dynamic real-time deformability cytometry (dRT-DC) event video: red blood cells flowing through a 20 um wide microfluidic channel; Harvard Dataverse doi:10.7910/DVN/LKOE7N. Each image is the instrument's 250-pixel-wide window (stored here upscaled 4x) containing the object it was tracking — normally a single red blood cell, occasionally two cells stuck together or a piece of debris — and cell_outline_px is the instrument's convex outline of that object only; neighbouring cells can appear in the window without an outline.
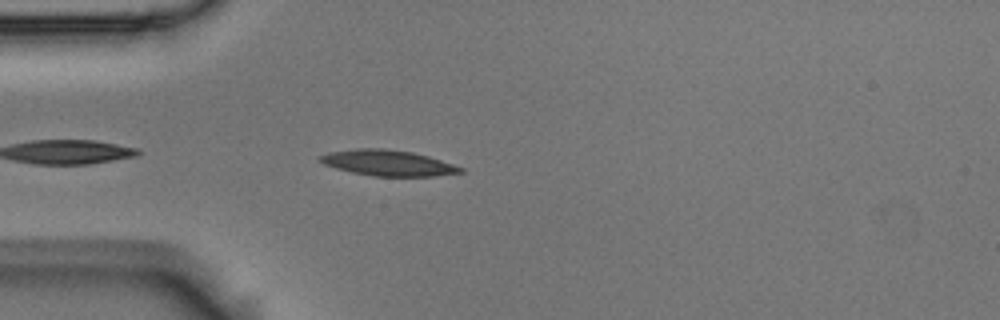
{"species": "Egyptian fruit bat (a non-hibernating species)", "species_latin": "Rousettus aegyptiacus", "temperature_condition": "room temperature", "stored_images_in_passage": 27, "camera_frame_rate_fps": 3000, "um_per_image_px": 0.085, "animal": {"sex": "male"}, "frame": {"image": 1, "passage_image": 3, "time_ms": 0.667, "image_size_px": [1000, 320], "cell_outline_px": [[464, 172], [432, 176], [372, 176], [352, 172], [336, 168], [324, 164], [316, 160], [320, 156], [328, 152], [356, 148], [384, 148], [412, 152], [428, 156], [464, 168]], "centroid_in_image_um": [32.94, 13.84], "position_along_channel_um": 52.1, "area_um2": 21.04}}
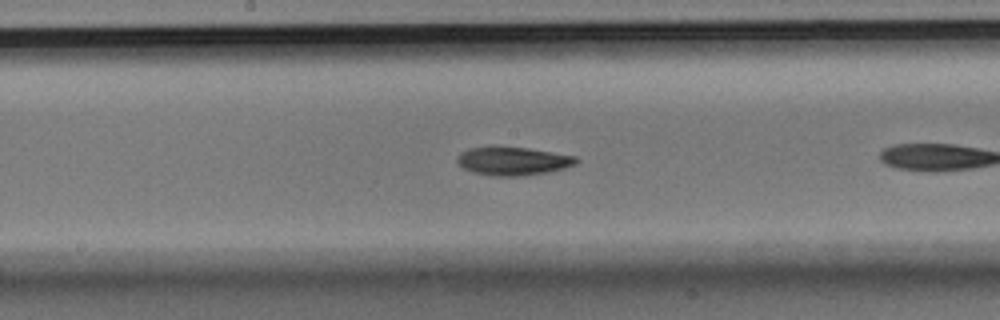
{"frame": {"image": 2, "passage_image": 13, "time_ms": 4.0, "image_size_px": [1000, 320], "cell_outline_px": [[580, 160], [576, 164], [564, 168], [548, 172], [524, 176], [492, 176], [472, 172], [464, 168], [456, 160], [456, 156], [460, 152], [468, 148], [528, 148], [576, 156]], "centroid_in_image_um": [43.62, 13.71], "position_along_channel_um": 204.6, "area_um2": 19.48}}
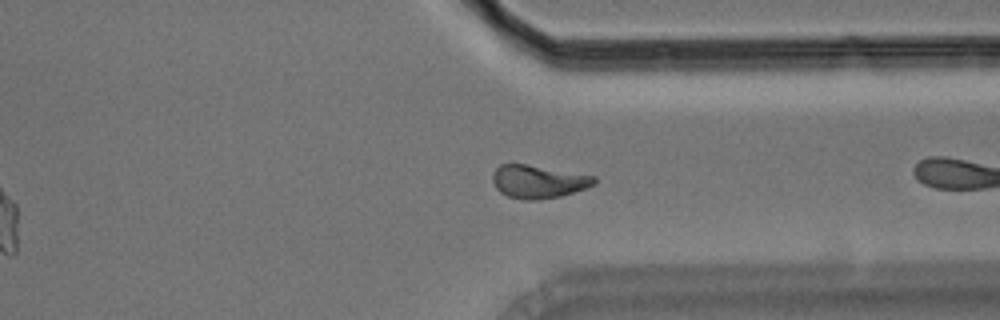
{"frame": {"image": 3, "passage_image": 26, "time_ms": 8.333, "image_size_px": [1000, 320], "cell_outline_px": [[596, 184], [560, 196], [536, 200], [524, 200], [508, 196], [500, 192], [496, 188], [492, 180], [492, 176], [496, 168], [500, 164], [528, 164], [596, 176]], "centroid_in_image_um": [45.74, 15.43], "position_along_channel_um": 365.7, "area_um2": 19.54}}